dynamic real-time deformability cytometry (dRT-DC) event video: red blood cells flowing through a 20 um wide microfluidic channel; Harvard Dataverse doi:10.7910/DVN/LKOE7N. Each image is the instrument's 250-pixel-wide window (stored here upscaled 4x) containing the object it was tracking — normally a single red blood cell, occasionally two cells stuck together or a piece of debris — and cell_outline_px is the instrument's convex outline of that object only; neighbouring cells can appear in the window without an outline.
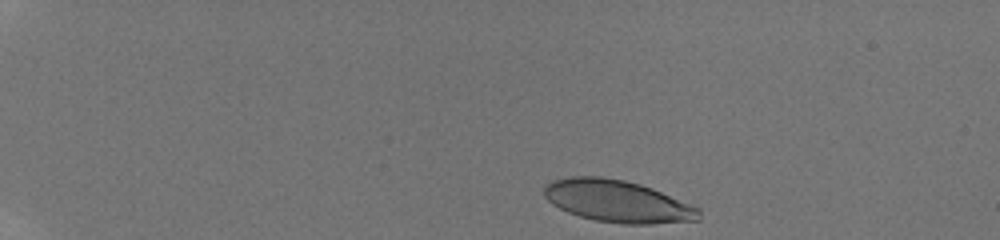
{"species": "human", "species_latin": "Homo sapiens", "temperature_condition": "room temperature", "stored_images_in_passage": 38, "camera_frame_rate_fps": 3000, "um_per_image_px": 0.085, "donor": {"sex": "male"}, "frame": {"image": 1, "passage_image": 1, "time_ms": 0.0, "image_size_px": [1000, 240], "cell_outline_px": [[700, 220], [652, 224], [624, 224], [596, 220], [580, 216], [568, 212], [552, 204], [544, 196], [544, 188], [552, 180], [572, 176], [604, 176], [624, 180], [640, 184], [652, 188], [700, 208]], "centroid_in_image_um": [52.5, 17.1], "position_along_channel_um": 32.5, "area_um2": 37.97}}
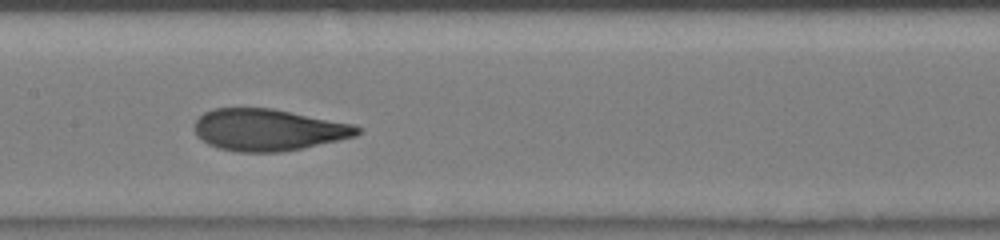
{"frame": {"image": 2, "passage_image": 20, "time_ms": 6.333, "image_size_px": [1000, 240], "cell_outline_px": [[364, 128], [356, 136], [300, 148], [280, 152], [236, 152], [220, 148], [208, 144], [196, 136], [196, 120], [204, 112], [212, 108], [272, 108], [352, 124]], "centroid_in_image_um": [22.78, 11.03], "position_along_channel_um": 184.6, "area_um2": 39.36}}
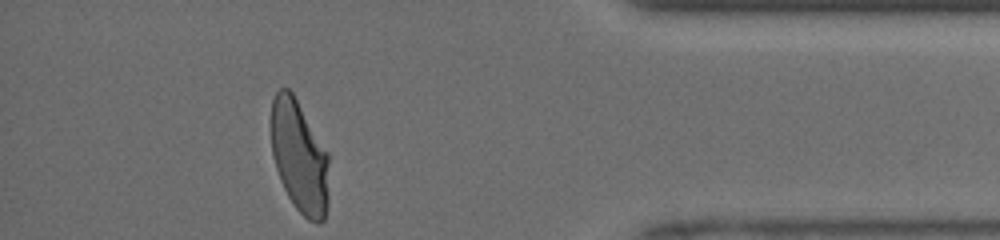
{"frame": {"image": 3, "passage_image": 38, "time_ms": 12.333, "image_size_px": [1000, 240], "cell_outline_px": [[328, 200], [324, 220], [320, 224], [316, 224], [308, 220], [296, 208], [288, 196], [280, 180], [276, 168], [272, 152], [272, 100], [276, 92], [280, 88], [288, 88], [292, 92], [328, 152]], "centroid_in_image_um": [25.46, 13.35], "position_along_channel_um": 409.7, "area_um2": 37.74}, "authors_computed_cell_mechanics": {"area_um2": 39.0439, "velocity_mm_per_s": 4.1794, "shape_relaxation_time_tau1_ms": 5.5531, "shape_relaxation_time_tau2_ms": null, "deformation_change_tau1": 0.2241, "deformation_change_tau2": null}}